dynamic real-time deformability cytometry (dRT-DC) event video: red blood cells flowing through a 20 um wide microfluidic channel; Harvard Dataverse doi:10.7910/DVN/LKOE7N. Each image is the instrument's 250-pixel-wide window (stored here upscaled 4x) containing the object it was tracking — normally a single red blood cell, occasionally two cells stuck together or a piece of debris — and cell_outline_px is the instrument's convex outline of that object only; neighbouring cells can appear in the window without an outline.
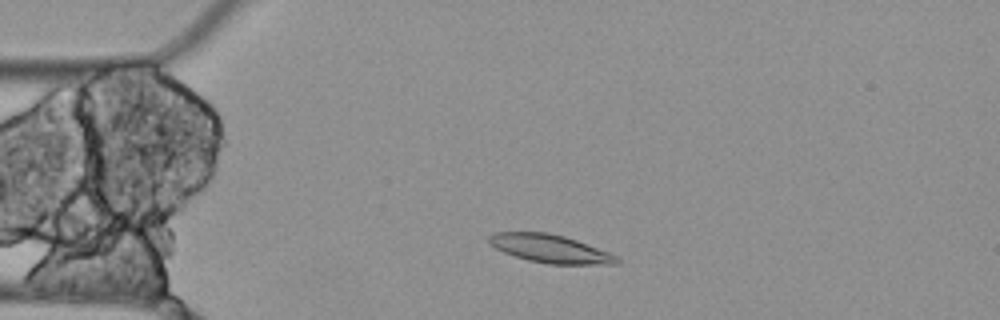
{"species": "Egyptian fruit bat (a non-hibernating species)", "species_latin": "Rousettus aegyptiacus", "temperature_condition": "cold", "stored_images_in_passage": 3, "camera_frame_rate_fps": 3000, "um_per_image_px": 0.085, "animal": {"sex": "female"}, "frame": {"image": 1, "passage_image": 2, "time_ms": 0.333, "image_size_px": [1000, 320], "cell_outline_px": [[620, 264], [548, 264], [528, 260], [504, 252], [496, 248], [488, 240], [488, 236], [496, 232], [548, 232], [564, 236], [576, 240], [608, 252], [616, 256], [620, 260]], "centroid_in_image_um": [46.77, 21.14], "position_along_channel_um": 38.2, "area_um2": 20.75}}